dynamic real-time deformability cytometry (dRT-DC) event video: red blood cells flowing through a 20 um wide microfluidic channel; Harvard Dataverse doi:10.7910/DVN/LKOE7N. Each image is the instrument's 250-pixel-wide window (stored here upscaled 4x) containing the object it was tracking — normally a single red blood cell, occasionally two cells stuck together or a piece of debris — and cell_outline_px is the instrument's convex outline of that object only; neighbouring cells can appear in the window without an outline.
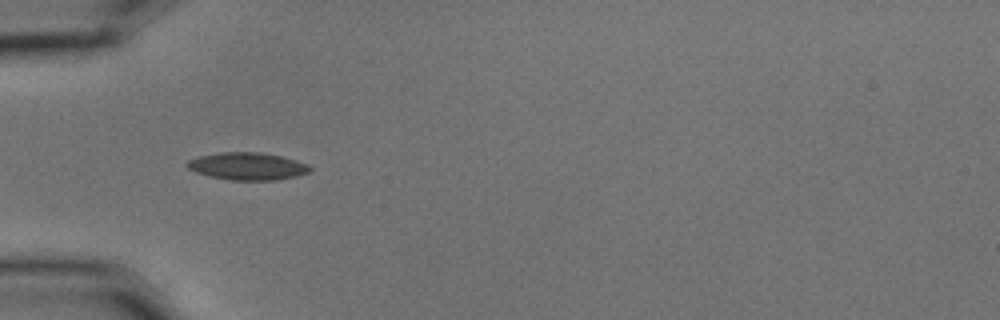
{"species": "common noctule bat (a hibernating species)", "species_latin": "Nyctalus noctula", "temperature_condition": "cold", "stored_images_in_passage": 39, "camera_frame_rate_fps": 3000, "um_per_image_px": 0.085, "animal": {"sex": "male", "body_mass_g": 15.6}, "frame": {"image": 1, "passage_image": 1, "time_ms": 0.0, "image_size_px": [1000, 320], "cell_outline_px": [[312, 168], [308, 172], [296, 176], [276, 180], [228, 180], [196, 172], [188, 168], [184, 164], [188, 160], [200, 156], [220, 152], [260, 152], [280, 156], [296, 160], [308, 164]], "centroid_in_image_um": [21.03, 14.12], "position_along_channel_um": 64.0, "area_um2": 19.54}}
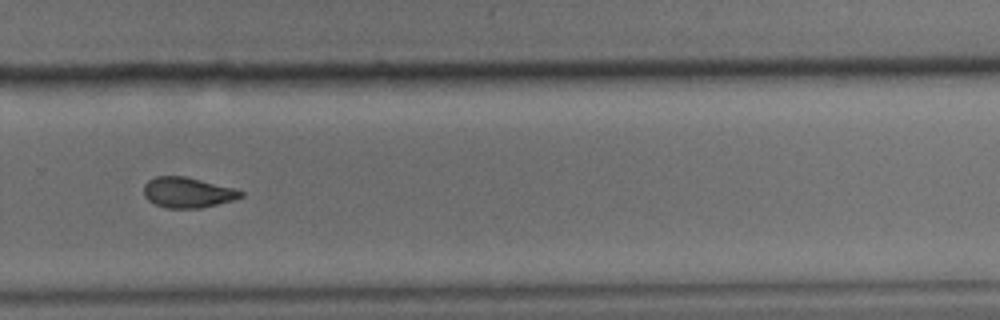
{"frame": {"image": 2, "passage_image": 22, "time_ms": 7.0, "image_size_px": [1000, 320], "cell_outline_px": [[244, 196], [232, 200], [200, 208], [164, 208], [148, 200], [144, 196], [144, 184], [148, 180], [156, 176], [184, 176], [232, 188], [244, 192]], "centroid_in_image_um": [15.9, 16.36], "position_along_channel_um": 313.9, "area_um2": 16.99}}
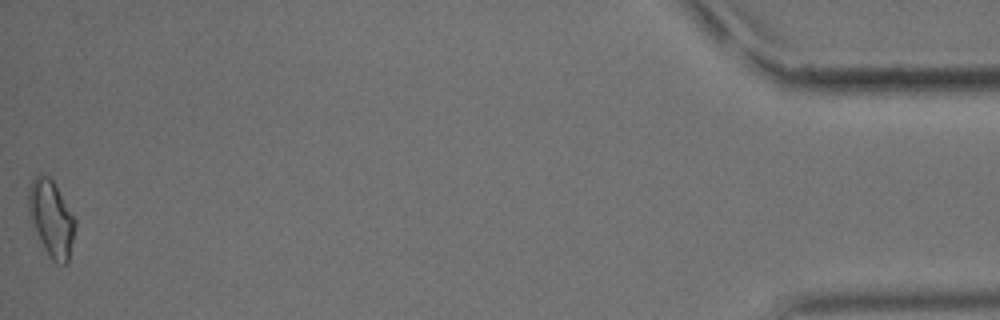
{"frame": {"image": 3, "passage_image": 39, "time_ms": 12.667, "image_size_px": [1000, 320], "cell_outline_px": [[76, 224], [68, 264], [60, 264], [52, 260], [48, 256], [44, 248], [28, 212], [28, 184], [40, 172], [48, 176], [52, 180], [76, 220]], "centroid_in_image_um": [4.36, 18.56], "position_along_channel_um": 430.8, "area_um2": 20.52}, "authors_computed_cell_mechanics": {"area_um2": 17.9758, "velocity_mm_per_s": 3.5997, "shape_relaxation_time_tau1_ms": 5.1701, "shape_relaxation_time_tau2_ms": 4.5439, "deformation_change_tau1": 0.1439, "deformation_change_tau2": 0.111}}